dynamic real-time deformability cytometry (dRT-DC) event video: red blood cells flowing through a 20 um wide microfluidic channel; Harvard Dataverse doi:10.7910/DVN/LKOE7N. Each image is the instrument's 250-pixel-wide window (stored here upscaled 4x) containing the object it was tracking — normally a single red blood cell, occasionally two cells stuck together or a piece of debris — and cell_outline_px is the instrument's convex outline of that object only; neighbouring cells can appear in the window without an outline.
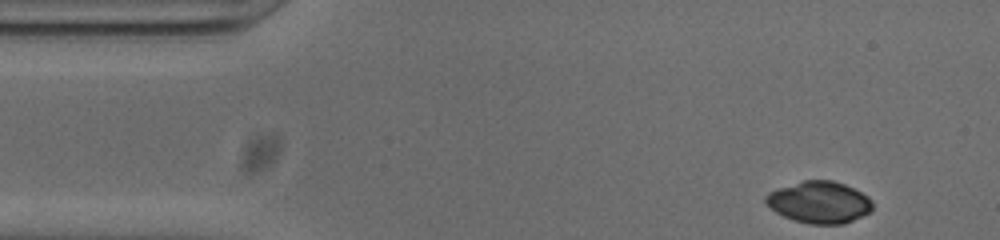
{"species": "common noctule bat (a hibernating species)", "species_latin": "Nyctalus noctula", "temperature_condition": "cold", "stored_images_in_passage": 49, "camera_frame_rate_fps": 3000, "um_per_image_px": 0.085, "animal": {"sex": "male", "body_mass_g": 20.0, "forearm_length_mm": 53.3}, "frame": {"image": 1, "passage_image": 1, "time_ms": 0.0, "image_size_px": [1000, 240], "cell_outline_px": [[872, 208], [868, 212], [844, 224], [812, 224], [796, 220], [784, 216], [776, 212], [764, 200], [764, 196], [768, 192], [804, 180], [832, 180], [844, 184], [868, 196], [872, 200]], "centroid_in_image_um": [69.63, 17.18], "position_along_channel_um": 15.4, "area_um2": 25.61}}
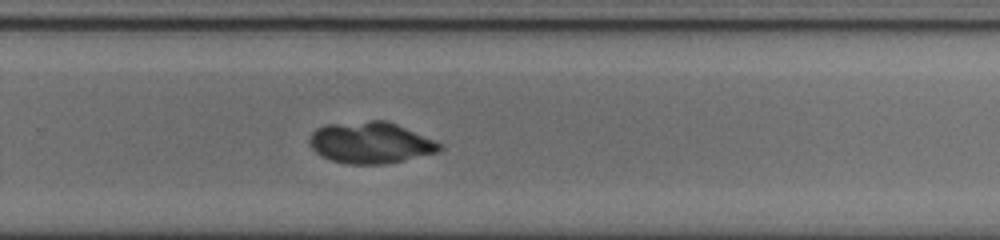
{"frame": {"image": 2, "passage_image": 30, "time_ms": 9.667, "image_size_px": [1000, 240], "cell_outline_px": [[444, 148], [440, 152], [404, 160], [384, 164], [344, 164], [320, 156], [312, 148], [308, 140], [312, 132], [316, 128], [328, 124], [372, 120], [388, 120], [444, 144]], "centroid_in_image_um": [31.52, 12.13], "position_along_channel_um": 298.3, "area_um2": 31.73}}
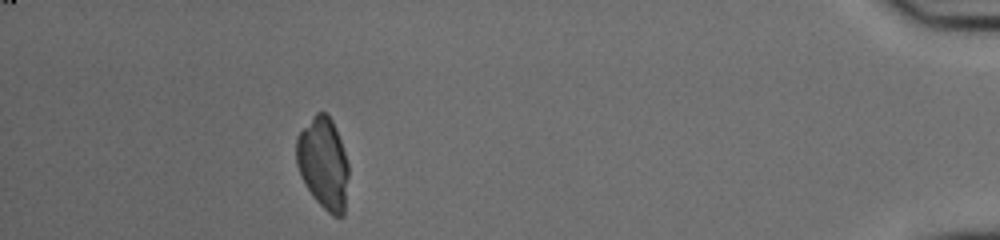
{"frame": {"image": 3, "passage_image": 44, "time_ms": 14.333, "image_size_px": [1000, 240], "cell_outline_px": [[348, 176], [344, 216], [332, 216], [312, 196], [304, 184], [300, 176], [296, 164], [296, 136], [316, 112], [324, 112], [332, 120], [336, 128], [348, 164]], "centroid_in_image_um": [27.46, 13.89], "position_along_channel_um": 407.7, "area_um2": 27.92}}